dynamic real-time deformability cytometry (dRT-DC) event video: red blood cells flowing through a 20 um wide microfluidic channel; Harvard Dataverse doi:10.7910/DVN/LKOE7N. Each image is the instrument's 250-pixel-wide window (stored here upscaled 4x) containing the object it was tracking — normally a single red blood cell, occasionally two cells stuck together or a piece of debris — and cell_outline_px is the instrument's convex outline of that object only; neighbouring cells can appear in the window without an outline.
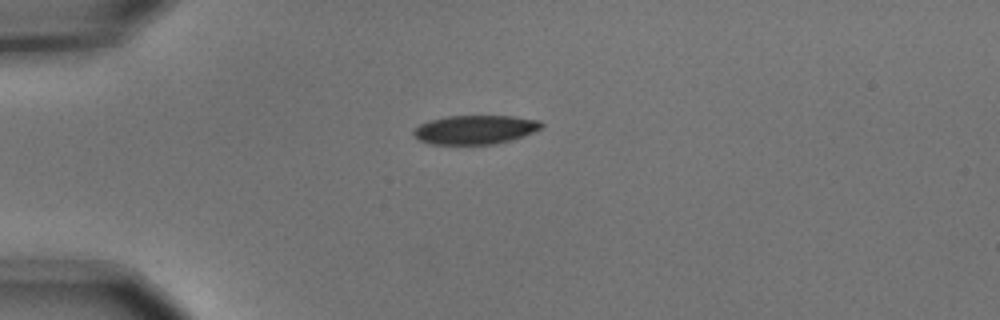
{"species": "common noctule bat (a hibernating species)", "species_latin": "Nyctalus noctula", "temperature_condition": "cold", "stored_images_in_passage": 1, "camera_frame_rate_fps": 3000, "um_per_image_px": 0.085, "animal": {"sex": "male", "body_mass_g": 15.6}, "frame": {"image": 1, "passage_image": 1, "time_ms": 0.0, "image_size_px": [1000, 320], "cell_outline_px": [[544, 124], [540, 128], [524, 136], [492, 144], [432, 144], [420, 140], [412, 132], [420, 124], [432, 120], [448, 116], [512, 116], [540, 120]], "centroid_in_image_um": [40.41, 11.01], "position_along_channel_um": 44.6, "area_um2": 21.21}}